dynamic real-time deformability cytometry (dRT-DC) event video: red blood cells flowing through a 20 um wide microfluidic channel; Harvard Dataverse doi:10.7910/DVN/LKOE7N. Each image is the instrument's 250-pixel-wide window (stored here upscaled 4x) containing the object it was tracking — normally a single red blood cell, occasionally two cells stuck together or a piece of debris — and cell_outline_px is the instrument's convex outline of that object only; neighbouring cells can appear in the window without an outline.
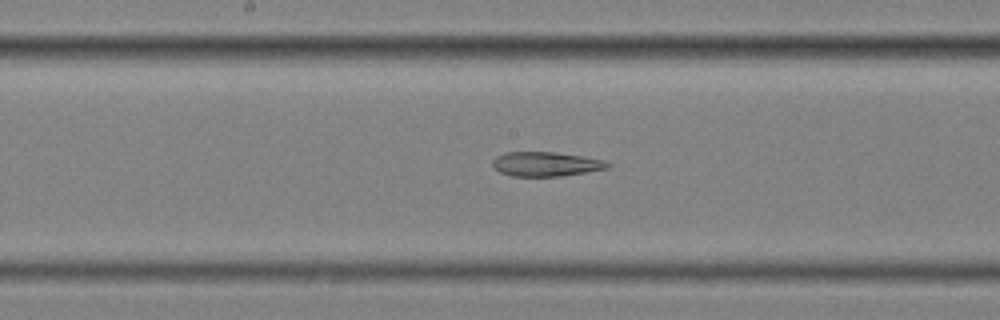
{"species": "common noctule bat (a hibernating species)", "species_latin": "Nyctalus noctula", "temperature_condition": "cold", "stored_images_in_passage": 58, "segment_of_instrument_passage": [2, 2], "camera_frame_rate_fps": 3000, "um_per_image_px": 0.085, "animal": {"sex": "female", "body_mass_g": 25.1}, "frame": {"image": 1, "passage_image": 30, "time_ms": 9.667, "image_size_px": [1000, 320], "cell_outline_px": [[612, 164], [608, 168], [560, 176], [512, 176], [500, 172], [492, 164], [492, 160], [496, 156], [504, 152], [556, 152], [584, 156], [604, 160]], "centroid_in_image_um": [46.4, 13.93], "position_along_channel_um": 201.8, "area_um2": 16.36}}
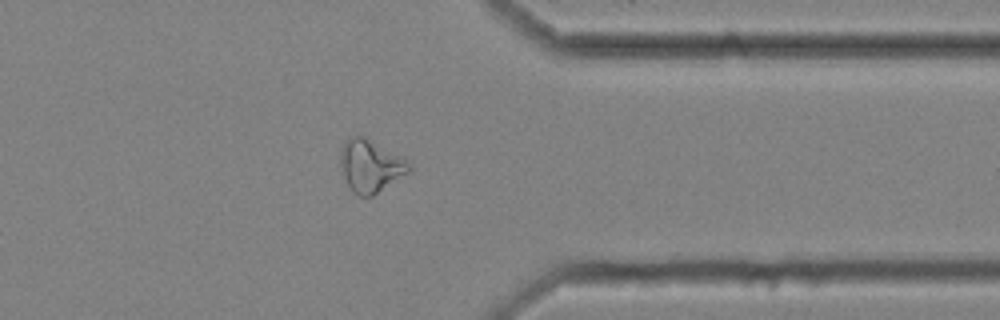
{"frame": {"image": 2, "passage_image": 46, "time_ms": 15.0, "image_size_px": [1000, 320], "cell_outline_px": [[412, 172], [372, 196], [360, 196], [352, 192], [344, 176], [340, 164], [340, 152], [348, 136], [364, 136], [408, 160], [412, 164]], "centroid_in_image_um": [31.53, 14.11], "position_along_channel_um": 379.9, "area_um2": 21.15}}
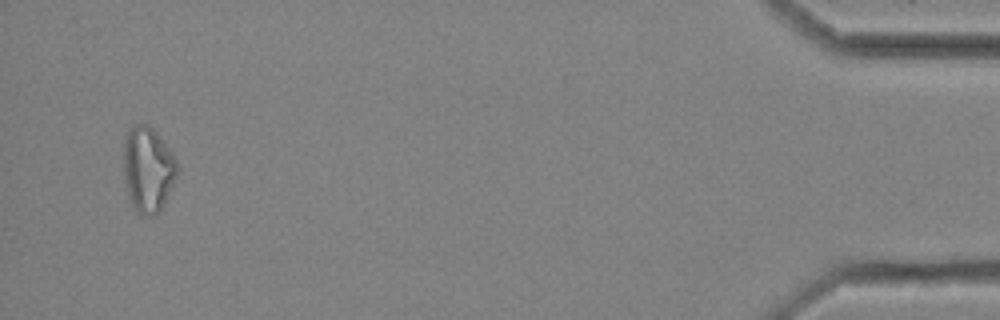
{"frame": {"image": 3, "passage_image": 56, "time_ms": 18.333, "image_size_px": [1000, 320], "cell_outline_px": [[180, 168], [160, 208], [152, 216], [140, 216], [132, 208], [128, 196], [124, 180], [124, 140], [128, 132], [136, 124], [148, 124], [160, 136], [172, 152], [180, 164]], "centroid_in_image_um": [12.57, 14.4], "position_along_channel_um": 422.6, "area_um2": 26.7}}